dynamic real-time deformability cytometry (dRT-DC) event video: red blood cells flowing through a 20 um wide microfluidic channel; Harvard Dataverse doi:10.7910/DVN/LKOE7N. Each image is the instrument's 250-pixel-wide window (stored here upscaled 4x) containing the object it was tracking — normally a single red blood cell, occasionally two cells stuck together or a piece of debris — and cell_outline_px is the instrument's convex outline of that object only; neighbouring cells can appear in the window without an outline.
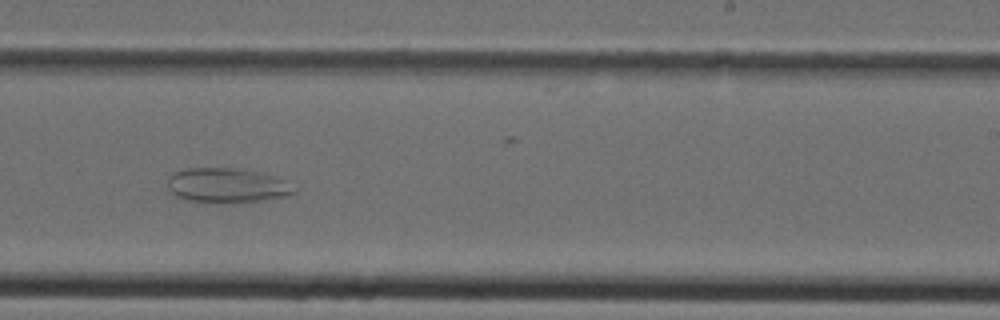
{"species": "Egyptian fruit bat (a non-hibernating species)", "species_latin": "Rousettus aegyptiacus", "temperature_condition": "cold", "stored_images_in_passage": 37, "camera_frame_rate_fps": 3000, "um_per_image_px": 0.085, "animal": {"sex": "female"}, "frame": {"image": 1, "passage_image": 23, "time_ms": 7.333, "image_size_px": [1000, 320], "cell_outline_px": [[296, 192], [288, 196], [272, 200], [192, 200], [176, 196], [168, 192], [168, 176], [172, 172], [188, 168], [244, 168], [264, 172], [284, 180]], "centroid_in_image_um": [19.29, 15.7], "position_along_channel_um": 269.7, "area_um2": 25.03}}
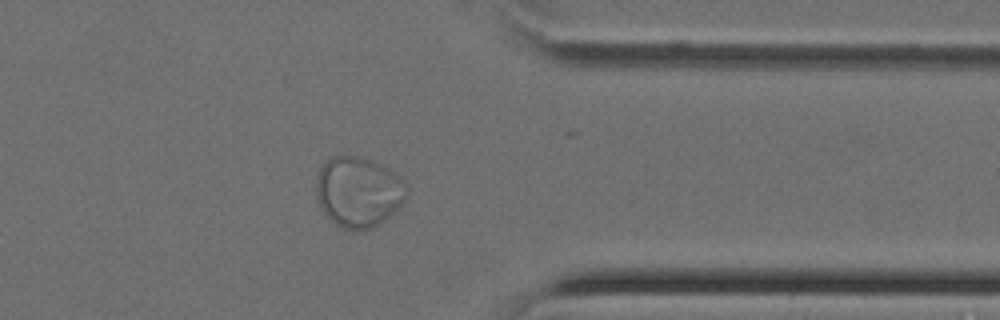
{"frame": {"image": 2, "passage_image": 30, "time_ms": 9.667, "image_size_px": [1000, 320], "cell_outline_px": [[408, 196], [384, 220], [372, 228], [344, 228], [336, 224], [324, 212], [316, 196], [316, 180], [320, 168], [332, 156], [360, 156], [380, 164], [400, 176], [404, 180], [408, 188]], "centroid_in_image_um": [30.48, 16.27], "position_along_channel_um": 380.9, "area_um2": 36.59}}
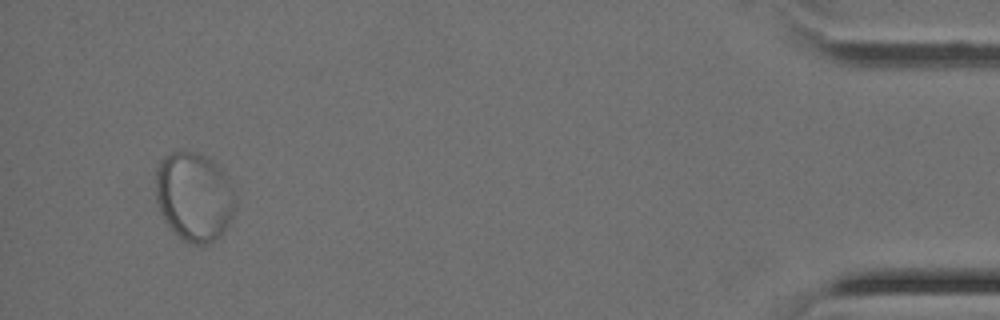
{"frame": {"image": 3, "passage_image": 36, "time_ms": 11.667, "image_size_px": [1000, 320], "cell_outline_px": [[236, 204], [232, 216], [228, 224], [220, 236], [216, 240], [208, 244], [192, 244], [184, 240], [172, 232], [164, 220], [156, 204], [156, 168], [160, 160], [164, 156], [172, 152], [196, 152], [212, 160], [220, 168], [228, 180]], "centroid_in_image_um": [16.46, 16.74], "position_along_channel_um": 418.7, "area_um2": 41.33}}